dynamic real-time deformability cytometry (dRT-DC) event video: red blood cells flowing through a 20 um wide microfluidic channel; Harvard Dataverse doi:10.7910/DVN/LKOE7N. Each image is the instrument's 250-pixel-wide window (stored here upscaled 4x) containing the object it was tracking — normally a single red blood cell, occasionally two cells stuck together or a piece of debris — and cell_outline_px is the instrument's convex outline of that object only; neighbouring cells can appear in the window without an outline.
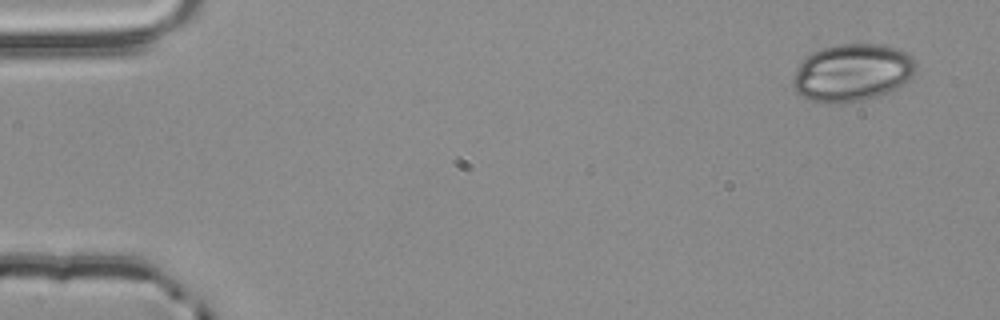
{"species": "common noctule bat (a hibernating species)", "species_latin": "Nyctalus noctula", "temperature_condition": "room temperature", "stored_images_in_passage": 4, "camera_frame_rate_fps": 3000, "um_per_image_px": 0.085, "animal": {"sex": "male", "body_mass_g": 20.4}, "frame": {"image": 1, "passage_image": 1, "time_ms": 0.0, "image_size_px": [1000, 320], "cell_outline_px": [[916, 68], [912, 76], [904, 84], [880, 96], [864, 100], [812, 100], [796, 92], [792, 88], [792, 80], [796, 68], [812, 52], [836, 44], [880, 44], [900, 48], [908, 52], [916, 60]], "centroid_in_image_um": [72.5, 6.12], "position_along_channel_um": 12.5, "area_um2": 40.75}}